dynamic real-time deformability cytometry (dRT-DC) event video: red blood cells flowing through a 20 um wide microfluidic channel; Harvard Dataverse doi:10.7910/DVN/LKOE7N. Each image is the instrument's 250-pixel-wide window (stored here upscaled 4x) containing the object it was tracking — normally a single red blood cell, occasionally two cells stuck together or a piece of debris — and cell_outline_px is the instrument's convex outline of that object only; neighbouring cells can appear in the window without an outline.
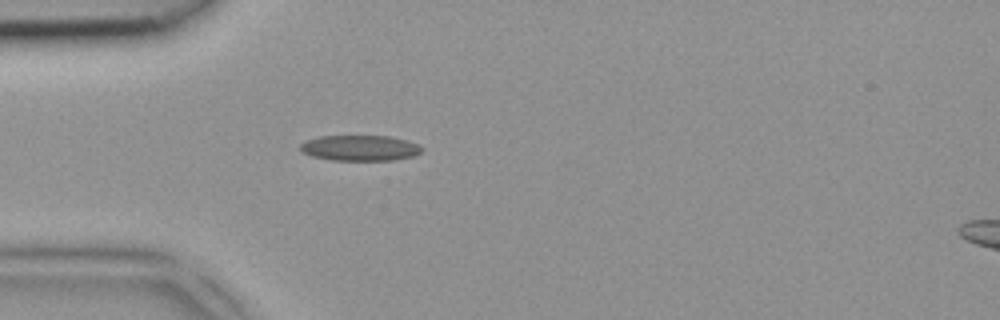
{"species": "common noctule bat (a hibernating species)", "species_latin": "Nyctalus noctula", "temperature_condition": "room temperature", "stored_images_in_passage": 1, "camera_frame_rate_fps": 3000, "um_per_image_px": 0.085, "animal": {"sex": "female", "body_mass_g": 18.4}, "frame": {"image": 1, "passage_image": 1, "time_ms": 0.0, "image_size_px": [1000, 320], "cell_outline_px": [[424, 148], [420, 152], [412, 156], [392, 160], [332, 160], [312, 156], [304, 152], [300, 148], [300, 144], [304, 140], [320, 136], [392, 136], [416, 144]], "centroid_in_image_um": [30.57, 12.57], "position_along_channel_um": 54.4, "area_um2": 17.98}}